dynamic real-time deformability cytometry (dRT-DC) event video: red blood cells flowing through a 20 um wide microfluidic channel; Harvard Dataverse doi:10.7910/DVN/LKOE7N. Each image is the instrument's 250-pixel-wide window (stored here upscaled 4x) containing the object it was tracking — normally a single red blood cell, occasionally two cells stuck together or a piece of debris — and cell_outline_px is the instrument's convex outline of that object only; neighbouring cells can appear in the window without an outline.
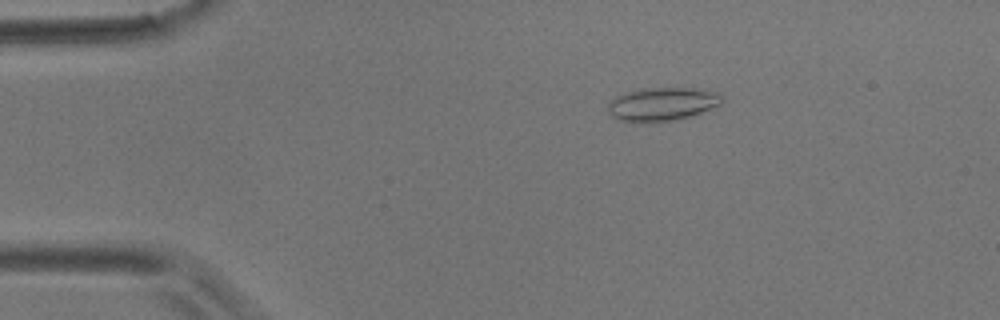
{"species": "common noctule bat (a hibernating species)", "species_latin": "Nyctalus noctula", "temperature_condition": "room temperature", "stored_images_in_passage": 4, "camera_frame_rate_fps": 3000, "um_per_image_px": 0.085, "animal": {"sex": "male", "body_mass_g": 17.9}, "frame": {"image": 1, "passage_image": 3, "time_ms": 2.333, "image_size_px": [1000, 320], "cell_outline_px": [[724, 100], [720, 104], [692, 116], [676, 120], [616, 120], [608, 112], [608, 104], [616, 96], [624, 92], [644, 88], [700, 88], [720, 92], [724, 96]], "centroid_in_image_um": [56.35, 8.8], "position_along_channel_um": 28.6, "area_um2": 22.02}}